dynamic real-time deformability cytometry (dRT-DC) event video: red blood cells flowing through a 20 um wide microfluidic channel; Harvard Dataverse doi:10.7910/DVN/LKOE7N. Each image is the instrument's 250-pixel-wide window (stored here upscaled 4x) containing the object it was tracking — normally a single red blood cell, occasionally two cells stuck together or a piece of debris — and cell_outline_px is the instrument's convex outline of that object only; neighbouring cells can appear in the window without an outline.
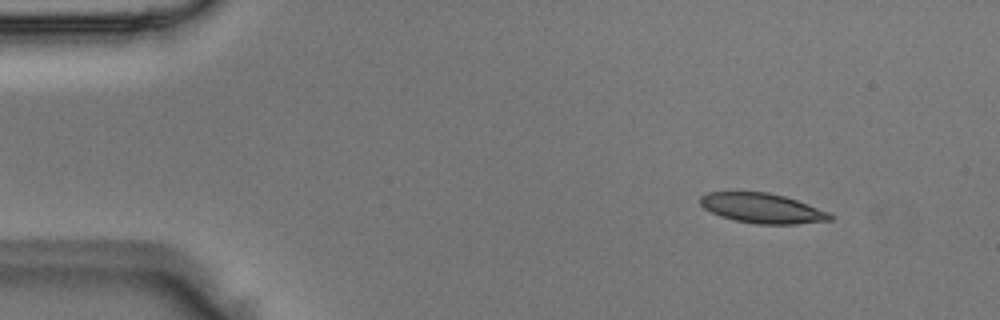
{"species": "Egyptian fruit bat (a non-hibernating species)", "species_latin": "Rousettus aegyptiacus", "temperature_condition": "room temperature", "stored_images_in_passage": 3, "camera_frame_rate_fps": 3000, "um_per_image_px": 0.085, "animal": {"sex": "male"}, "frame": {"image": 1, "passage_image": 1, "time_ms": 0.0, "image_size_px": [1000, 320], "cell_outline_px": [[832, 220], [796, 224], [756, 224], [736, 220], [720, 216], [704, 208], [700, 204], [700, 196], [708, 192], [768, 192], [784, 196], [808, 204], [828, 212], [832, 216]], "centroid_in_image_um": [64.78, 17.7], "position_along_channel_um": 20.2, "area_um2": 22.43}}
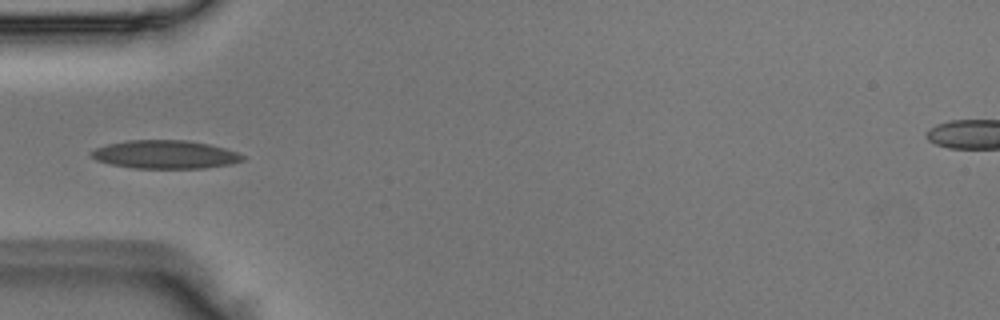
{"frame": {"image": 2, "passage_image": 3, "time_ms": 0.667, "image_size_px": [1000, 320], "cell_outline_px": [[244, 160], [228, 164], [204, 168], [136, 168], [112, 164], [96, 160], [88, 152], [96, 148], [108, 144], [128, 140], [188, 140], [208, 144], [224, 148], [236, 152], [244, 156]], "centroid_in_image_um": [14.02, 13.12], "position_along_channel_um": 71.0, "area_um2": 24.74}}